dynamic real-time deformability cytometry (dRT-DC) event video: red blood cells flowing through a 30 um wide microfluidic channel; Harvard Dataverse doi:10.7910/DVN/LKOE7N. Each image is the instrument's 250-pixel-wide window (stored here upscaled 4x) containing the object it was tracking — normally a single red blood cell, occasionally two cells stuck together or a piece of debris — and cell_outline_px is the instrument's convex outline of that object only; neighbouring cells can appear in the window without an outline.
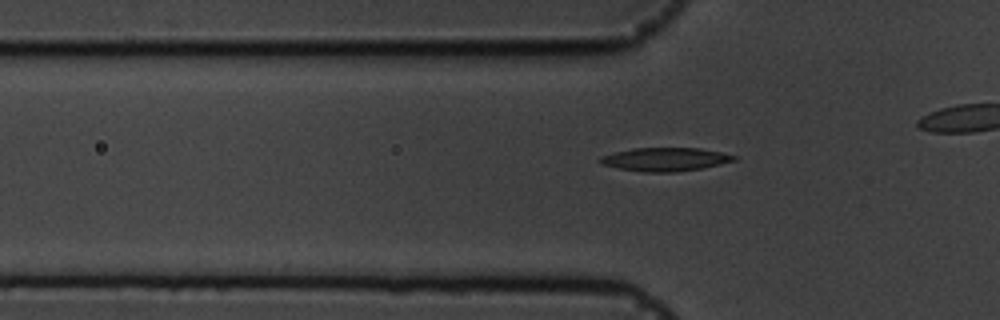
{"species": "common noctule bat (a hibernating species)", "species_latin": "Nyctalus noctula", "temperature_condition": "cold", "stored_images_in_passage": 46, "camera_frame_rate_fps": 3000, "um_per_image_px": 0.085, "animal": {"sex": "male", "body_mass_g": 19.5, "forearm_length_mm": 54.6}, "frame": {"image": 1, "passage_image": 19, "time_ms": 6.0, "image_size_px": [1000, 320], "cell_outline_px": [[736, 160], [720, 164], [700, 168], [676, 172], [644, 172], [620, 168], [600, 164], [600, 156], [632, 148], [700, 148], [720, 152], [736, 156]], "centroid_in_image_um": [56.53, 13.54], "position_along_channel_um": 69.3, "area_um2": 18.09}}
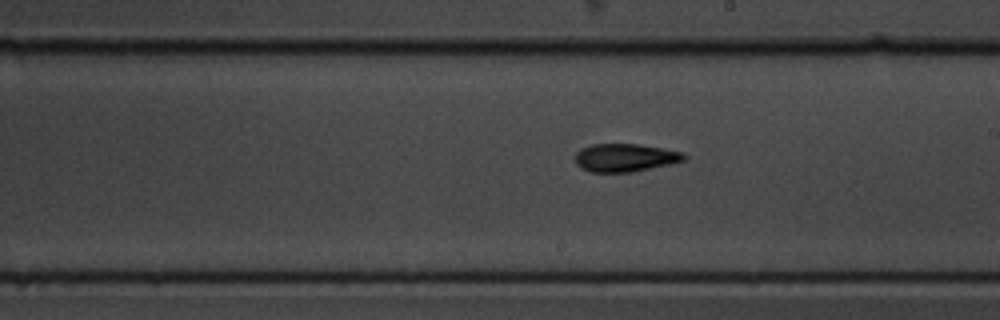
{"frame": {"image": 2, "passage_image": 33, "time_ms": 10.667, "image_size_px": [1000, 320], "cell_outline_px": [[688, 156], [684, 160], [672, 164], [632, 172], [592, 172], [580, 168], [576, 164], [576, 152], [580, 148], [592, 144], [636, 144], [684, 152]], "centroid_in_image_um": [53.13, 13.4], "position_along_channel_um": 235.9, "area_um2": 17.86}}
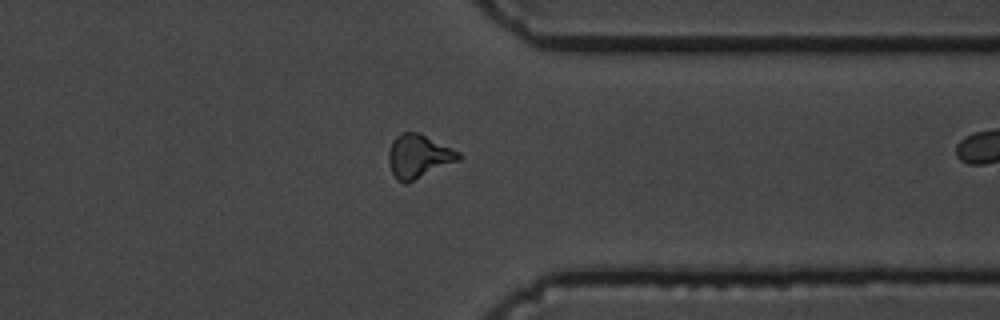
{"frame": {"image": 3, "passage_image": 45, "time_ms": 14.667, "image_size_px": [1000, 320], "cell_outline_px": [[460, 160], [408, 184], [404, 184], [396, 180], [392, 172], [388, 160], [388, 152], [392, 140], [400, 132], [416, 132], [452, 148], [460, 152]], "centroid_in_image_um": [35.55, 13.32], "position_along_channel_um": 375.8, "area_um2": 17.92}}